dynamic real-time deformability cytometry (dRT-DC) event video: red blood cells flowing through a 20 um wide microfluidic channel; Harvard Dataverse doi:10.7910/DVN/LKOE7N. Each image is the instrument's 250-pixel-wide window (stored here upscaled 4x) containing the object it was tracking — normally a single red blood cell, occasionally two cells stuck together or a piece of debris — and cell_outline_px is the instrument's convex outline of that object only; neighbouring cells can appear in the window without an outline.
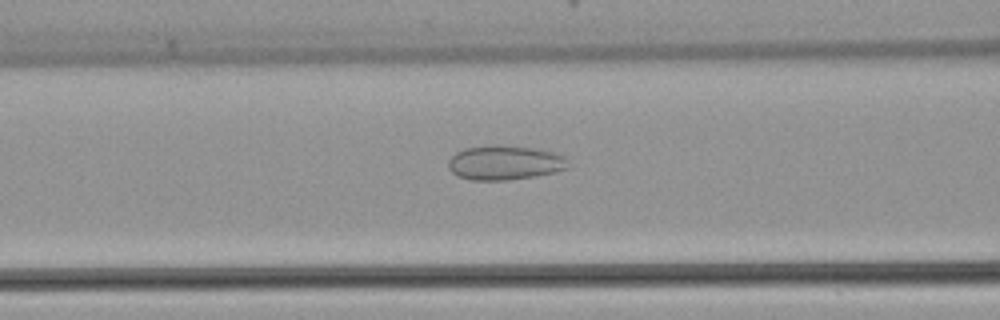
{"species": "common noctule bat (a hibernating species)", "species_latin": "Nyctalus noctula", "temperature_condition": "warm", "stored_images_in_passage": 47, "camera_frame_rate_fps": 3000, "um_per_image_px": 0.085, "animal": {"sex": "female", "body_mass_g": 22.7, "forearm_length_mm": 54.2}, "frame": {"image": 1, "passage_image": 19, "time_ms": 6.0, "image_size_px": [1000, 320], "cell_outline_px": [[568, 168], [556, 172], [536, 176], [508, 180], [472, 180], [456, 176], [448, 168], [448, 160], [456, 152], [464, 148], [496, 144], [500, 144], [536, 148], [552, 152], [564, 156], [568, 160]], "centroid_in_image_um": [42.9, 13.82], "position_along_channel_um": 123.7, "area_um2": 24.39}}
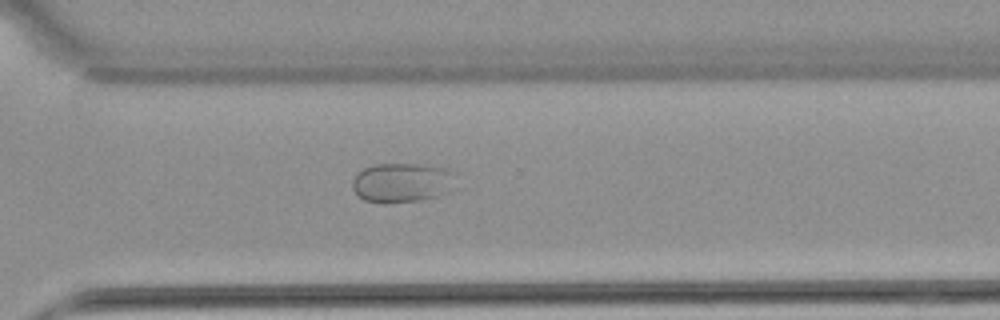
{"frame": {"image": 2, "passage_image": 34, "time_ms": 11.0, "image_size_px": [1000, 320], "cell_outline_px": [[448, 192], [436, 196], [420, 200], [384, 204], [364, 200], [352, 188], [352, 180], [364, 168], [376, 164], [432, 164], [448, 168]], "centroid_in_image_um": [34.07, 15.52], "position_along_channel_um": 336.5, "area_um2": 23.24}}
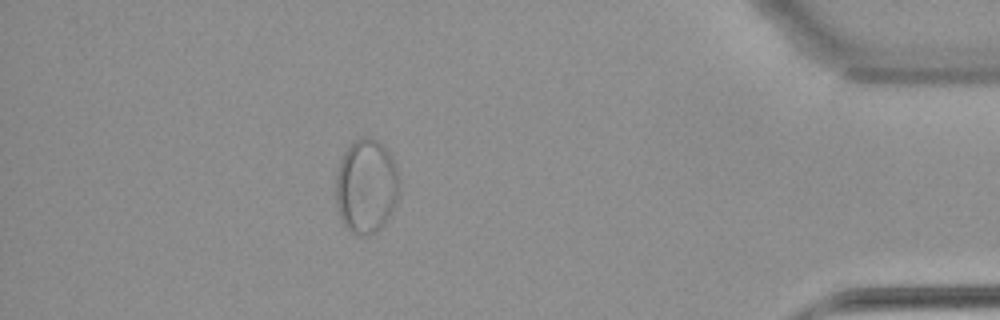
{"frame": {"image": 3, "passage_image": 42, "time_ms": 13.667, "image_size_px": [1000, 320], "cell_outline_px": [[400, 192], [396, 204], [392, 212], [384, 224], [376, 232], [368, 236], [364, 236], [352, 232], [344, 224], [340, 216], [336, 204], [336, 168], [344, 152], [360, 136], [368, 136], [376, 140], [396, 160], [400, 180]], "centroid_in_image_um": [31.16, 15.83], "position_along_channel_um": 404.0, "area_um2": 35.43}}